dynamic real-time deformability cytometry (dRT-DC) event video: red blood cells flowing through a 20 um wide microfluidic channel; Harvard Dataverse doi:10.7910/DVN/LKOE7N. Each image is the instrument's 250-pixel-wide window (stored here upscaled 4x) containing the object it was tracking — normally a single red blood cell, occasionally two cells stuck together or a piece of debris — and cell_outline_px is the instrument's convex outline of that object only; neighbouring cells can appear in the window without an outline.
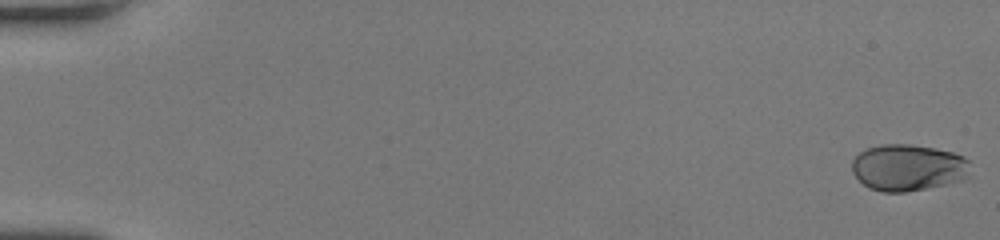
{"species": "human", "species_latin": "Homo sapiens", "temperature_condition": "room temperature", "stored_images_in_passage": 49, "camera_frame_rate_fps": 3000, "um_per_image_px": 0.085, "donor": {"sex": "female"}, "frame": {"image": 1, "passage_image": 1, "time_ms": 0.0, "image_size_px": [1000, 240], "cell_outline_px": [[968, 176], [964, 180], [928, 188], [904, 192], [880, 192], [868, 188], [852, 172], [852, 160], [860, 152], [868, 148], [880, 144], [908, 144], [936, 148], [952, 152], [964, 156], [968, 160]], "centroid_in_image_um": [77.18, 14.25], "position_along_channel_um": 7.8, "area_um2": 32.25}}
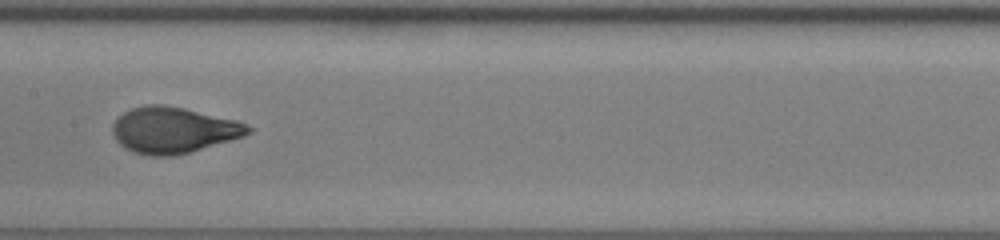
{"frame": {"image": 2, "passage_image": 27, "time_ms": 8.667, "image_size_px": [1000, 240], "cell_outline_px": [[252, 132], [244, 136], [188, 152], [172, 156], [152, 156], [132, 152], [120, 144], [112, 136], [112, 124], [124, 112], [132, 108], [144, 104], [164, 104], [184, 108], [236, 120], [252, 128]], "centroid_in_image_um": [14.7, 11.05], "position_along_channel_um": 192.7, "area_um2": 36.24}}
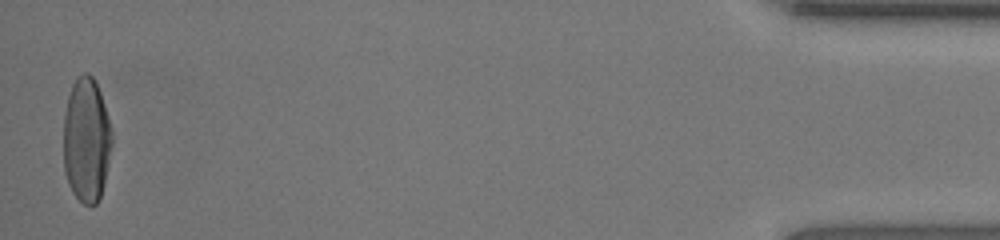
{"frame": {"image": 3, "passage_image": 49, "time_ms": 16.0, "image_size_px": [1000, 240], "cell_outline_px": [[112, 144], [104, 184], [100, 200], [96, 204], [84, 204], [72, 192], [68, 184], [64, 172], [64, 112], [68, 96], [72, 84], [76, 76], [84, 72], [88, 72], [92, 76], [100, 92], [112, 132]], "centroid_in_image_um": [7.34, 11.9], "position_along_channel_um": 427.9, "area_um2": 35.32}, "authors_computed_cell_mechanics": {"area_um2": 35.0846, "velocity_mm_per_s": 4.362, "shape_relaxation_time_tau1_ms": 3.6859, "shape_relaxation_time_tau2_ms": null, "deformation_change_tau1": 0.1899, "deformation_change_tau2": null}}